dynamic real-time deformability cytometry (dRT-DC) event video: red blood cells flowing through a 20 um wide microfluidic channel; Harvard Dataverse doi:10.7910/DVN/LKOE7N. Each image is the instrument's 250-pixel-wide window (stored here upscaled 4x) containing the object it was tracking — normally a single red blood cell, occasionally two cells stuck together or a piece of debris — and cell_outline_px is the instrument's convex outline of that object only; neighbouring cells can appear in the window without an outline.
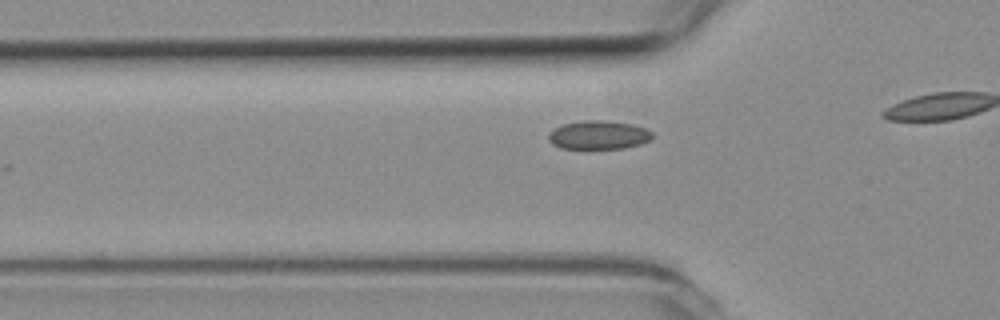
{"species": "common noctule bat (a hibernating species)", "species_latin": "Nyctalus noctula", "temperature_condition": "room temperature", "stored_images_in_passage": 8, "camera_frame_rate_fps": 3000, "um_per_image_px": 0.085, "animal": {"sex": "female", "body_mass_g": 19.3, "forearm_length_mm": 54.1}, "frame": {"image": 1, "passage_image": 3, "time_ms": 0.667, "image_size_px": [1000, 320], "cell_outline_px": [[652, 140], [640, 144], [624, 148], [560, 148], [552, 144], [548, 140], [548, 136], [556, 128], [564, 124], [584, 120], [608, 120], [632, 124], [648, 128], [652, 132]], "centroid_in_image_um": [50.93, 11.47], "position_along_channel_um": 74.9, "area_um2": 17.34}}
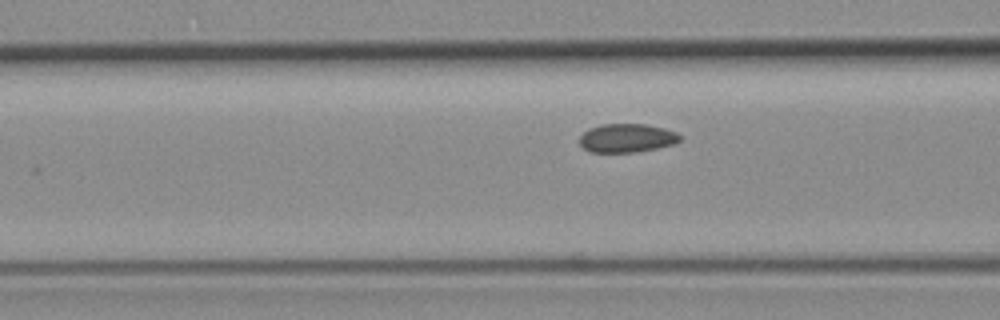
{"frame": {"image": 2, "passage_image": 6, "time_ms": 1.667, "image_size_px": [1000, 320], "cell_outline_px": [[680, 140], [676, 144], [656, 148], [632, 152], [592, 152], [584, 148], [580, 144], [580, 136], [588, 128], [600, 124], [644, 124], [664, 128], [676, 132], [680, 136]], "centroid_in_image_um": [53.28, 11.72], "position_along_channel_um": 113.3, "area_um2": 16.7}}